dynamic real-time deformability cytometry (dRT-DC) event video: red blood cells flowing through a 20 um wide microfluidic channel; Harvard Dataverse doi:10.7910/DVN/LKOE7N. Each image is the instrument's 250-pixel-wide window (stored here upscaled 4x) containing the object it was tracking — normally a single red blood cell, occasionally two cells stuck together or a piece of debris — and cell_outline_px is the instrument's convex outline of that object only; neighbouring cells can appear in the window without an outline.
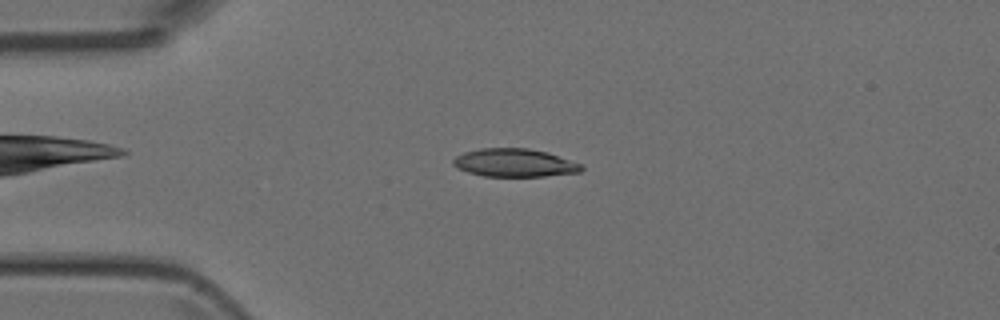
{"species": "Egyptian fruit bat (a non-hibernating species)", "species_latin": "Rousettus aegyptiacus", "temperature_condition": "room temperature", "stored_images_in_passage": 40, "camera_frame_rate_fps": 3000, "um_per_image_px": 0.085, "animal": {"sex": "female"}, "frame": {"image": 1, "passage_image": 4, "time_ms": 1.0, "image_size_px": [1000, 320], "cell_outline_px": [[584, 168], [580, 172], [544, 176], [484, 176], [468, 172], [456, 168], [452, 164], [452, 160], [456, 156], [464, 152], [480, 148], [528, 148], [548, 152], [580, 164]], "centroid_in_image_um": [43.7, 13.83], "position_along_channel_um": 41.3, "area_um2": 20.98}}
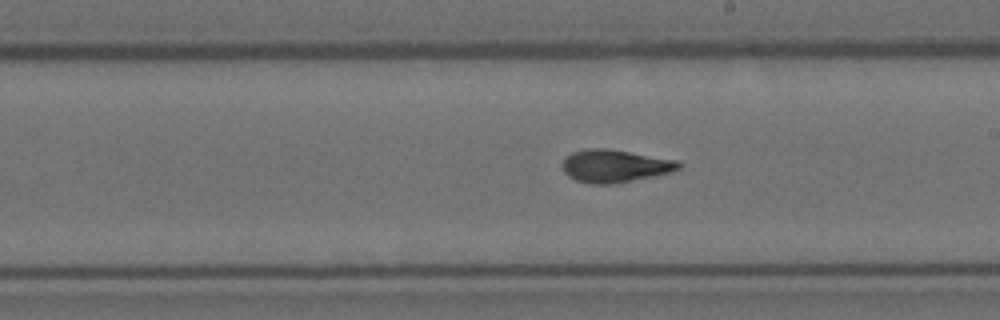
{"frame": {"image": 2, "passage_image": 20, "time_ms": 6.333, "image_size_px": [1000, 320], "cell_outline_px": [[684, 164], [680, 168], [668, 172], [608, 184], [592, 184], [576, 180], [568, 176], [564, 172], [564, 160], [572, 152], [584, 148], [608, 148], [680, 160]], "centroid_in_image_um": [52.27, 14.07], "position_along_channel_um": 236.7, "area_um2": 21.85}}
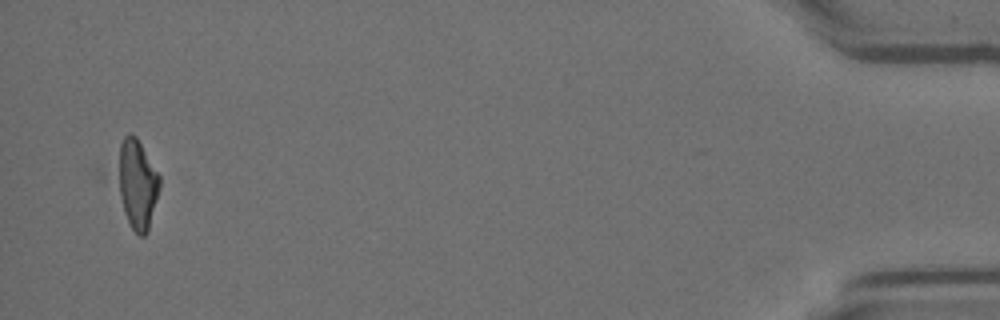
{"frame": {"image": 3, "passage_image": 40, "time_ms": 13.0, "image_size_px": [1000, 320], "cell_outline_px": [[160, 188], [148, 232], [144, 236], [140, 236], [132, 228], [124, 212], [112, 172], [120, 144], [124, 136], [128, 132], [132, 132], [136, 136], [160, 176]], "centroid_in_image_um": [11.59, 15.58], "position_along_channel_um": 423.6, "area_um2": 22.77}}